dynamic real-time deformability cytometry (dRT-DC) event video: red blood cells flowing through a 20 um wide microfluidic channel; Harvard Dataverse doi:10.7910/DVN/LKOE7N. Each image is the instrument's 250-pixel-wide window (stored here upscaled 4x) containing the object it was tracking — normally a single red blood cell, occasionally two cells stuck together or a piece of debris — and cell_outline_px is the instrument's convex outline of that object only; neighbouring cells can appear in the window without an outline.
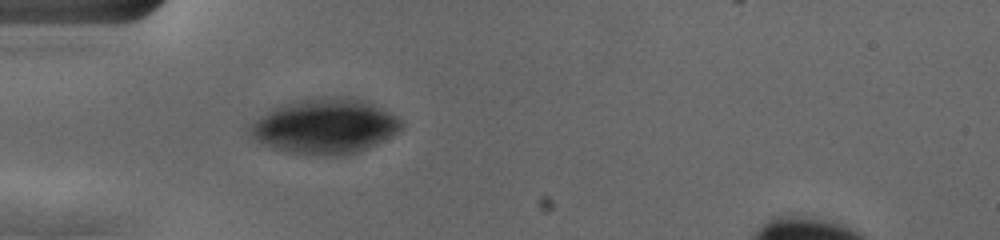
{"species": "human", "species_latin": "Homo sapiens", "temperature_condition": "cold", "stored_images_in_passage": 5, "camera_frame_rate_fps": 3000, "um_per_image_px": 0.085, "donor": {"sex": "female"}, "frame": {"image": 1, "passage_image": 1, "time_ms": 0.0, "image_size_px": [1000, 240], "cell_outline_px": [[404, 124], [396, 132], [368, 148], [356, 152], [336, 156], [332, 156], [288, 152], [272, 148], [260, 144], [248, 132], [248, 124], [272, 108], [284, 104], [324, 96], [348, 96], [368, 100], [396, 116]], "centroid_in_image_um": [27.59, 10.71], "position_along_channel_um": 57.4, "area_um2": 48.61}}